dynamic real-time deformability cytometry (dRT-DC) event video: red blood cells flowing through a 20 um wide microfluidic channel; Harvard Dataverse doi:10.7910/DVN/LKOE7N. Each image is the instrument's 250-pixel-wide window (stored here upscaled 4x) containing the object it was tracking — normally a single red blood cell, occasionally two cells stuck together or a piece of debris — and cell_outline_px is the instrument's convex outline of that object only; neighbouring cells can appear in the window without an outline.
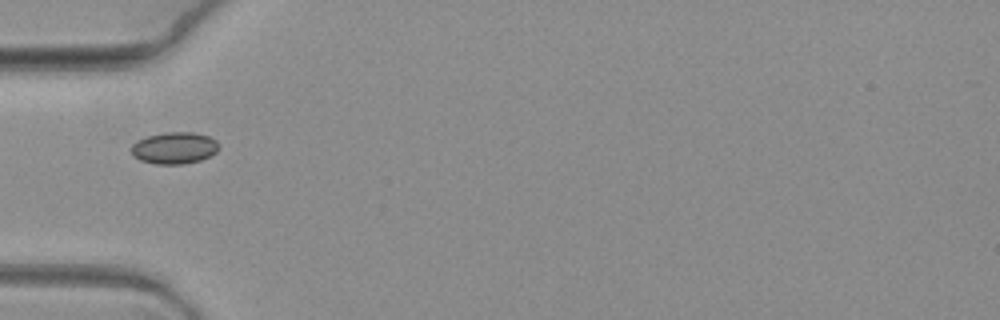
{"species": "common noctule bat (a hibernating species)", "species_latin": "Nyctalus noctula", "temperature_condition": "warm", "stored_images_in_passage": 5, "camera_frame_rate_fps": 3000, "um_per_image_px": 0.085, "animal": {"sex": "female", "body_mass_g": 19.3, "forearm_length_mm": 54.1}, "frame": {"image": 1, "passage_image": 5, "time_ms": 1.333, "image_size_px": [1000, 320], "cell_outline_px": [[220, 148], [216, 152], [200, 160], [184, 164], [156, 164], [140, 160], [132, 156], [132, 144], [136, 140], [148, 136], [168, 132], [192, 132], [208, 136], [216, 140]], "centroid_in_image_um": [14.81, 12.58], "position_along_channel_um": 70.2, "area_um2": 16.18}}